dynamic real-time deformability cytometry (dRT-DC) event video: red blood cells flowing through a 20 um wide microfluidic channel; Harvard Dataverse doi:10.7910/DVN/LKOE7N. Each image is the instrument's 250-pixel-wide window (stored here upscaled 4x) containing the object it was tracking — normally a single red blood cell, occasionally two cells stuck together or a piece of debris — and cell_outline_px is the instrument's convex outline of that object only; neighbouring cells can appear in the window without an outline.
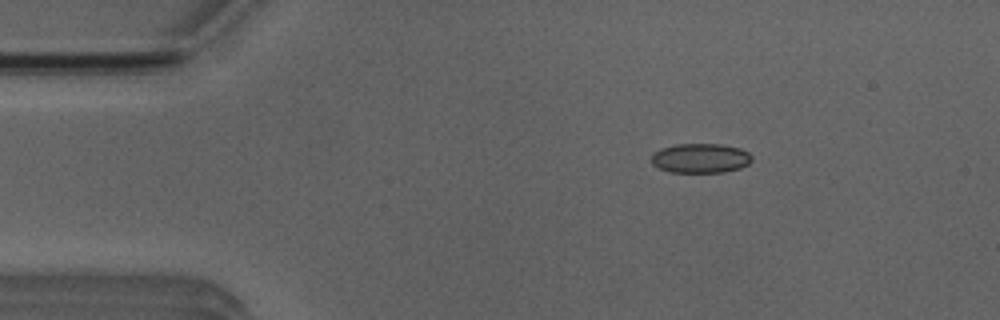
{"species": "Egyptian fruit bat (a non-hibernating species)", "species_latin": "Rousettus aegyptiacus", "temperature_condition": "room temperature", "stored_images_in_passage": 4, "camera_frame_rate_fps": 3000, "um_per_image_px": 0.085, "animal": {"sex": "male"}, "frame": {"image": 1, "passage_image": 1, "time_ms": 0.0, "image_size_px": [1000, 320], "cell_outline_px": [[752, 160], [748, 164], [740, 168], [724, 172], [672, 172], [660, 168], [652, 164], [652, 152], [660, 148], [676, 144], [720, 144], [740, 148], [748, 152], [752, 156]], "centroid_in_image_um": [59.54, 13.44], "position_along_channel_um": 25.5, "area_um2": 17.34}}
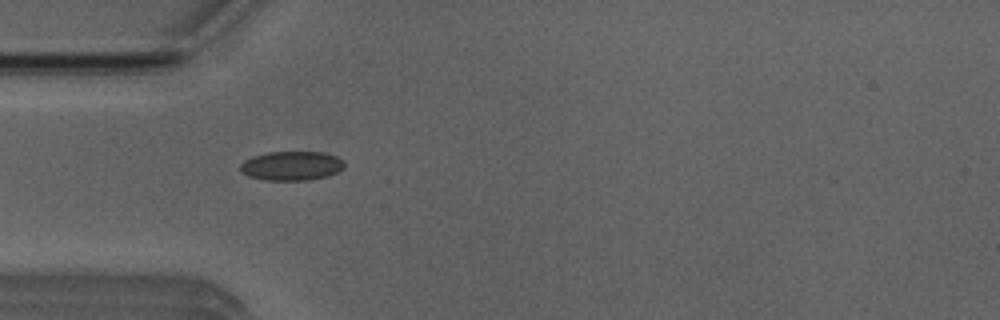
{"frame": {"image": 2, "passage_image": 3, "time_ms": 2.333, "image_size_px": [1000, 320], "cell_outline_px": [[344, 168], [328, 176], [308, 180], [264, 180], [248, 176], [240, 172], [240, 164], [244, 160], [252, 156], [268, 152], [324, 152], [336, 156], [344, 160]], "centroid_in_image_um": [24.77, 14.09], "position_along_channel_um": 60.2, "area_um2": 17.86}}